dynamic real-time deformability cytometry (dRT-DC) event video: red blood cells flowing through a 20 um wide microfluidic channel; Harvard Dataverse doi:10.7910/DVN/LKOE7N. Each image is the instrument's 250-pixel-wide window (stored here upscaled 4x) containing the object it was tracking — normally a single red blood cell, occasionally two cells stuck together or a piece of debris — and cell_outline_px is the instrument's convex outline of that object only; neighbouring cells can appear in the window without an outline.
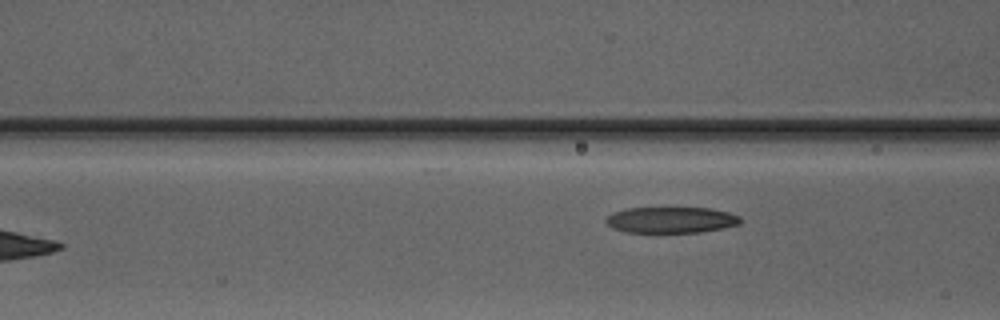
{"species": "Egyptian fruit bat (a non-hibernating species)", "species_latin": "Rousettus aegyptiacus", "temperature_condition": "warm", "stored_images_in_passage": 5, "camera_frame_rate_fps": 3000, "um_per_image_px": 0.085, "animal": {"sex": "male"}, "frame": {"image": 1, "passage_image": 5, "time_ms": 5.0, "image_size_px": [1000, 320], "cell_outline_px": [[740, 224], [700, 232], [624, 232], [612, 228], [604, 220], [612, 212], [628, 208], [712, 208], [728, 212], [740, 216]], "centroid_in_image_um": [57.01, 18.69], "position_along_channel_um": 109.6, "area_um2": 20.35}}